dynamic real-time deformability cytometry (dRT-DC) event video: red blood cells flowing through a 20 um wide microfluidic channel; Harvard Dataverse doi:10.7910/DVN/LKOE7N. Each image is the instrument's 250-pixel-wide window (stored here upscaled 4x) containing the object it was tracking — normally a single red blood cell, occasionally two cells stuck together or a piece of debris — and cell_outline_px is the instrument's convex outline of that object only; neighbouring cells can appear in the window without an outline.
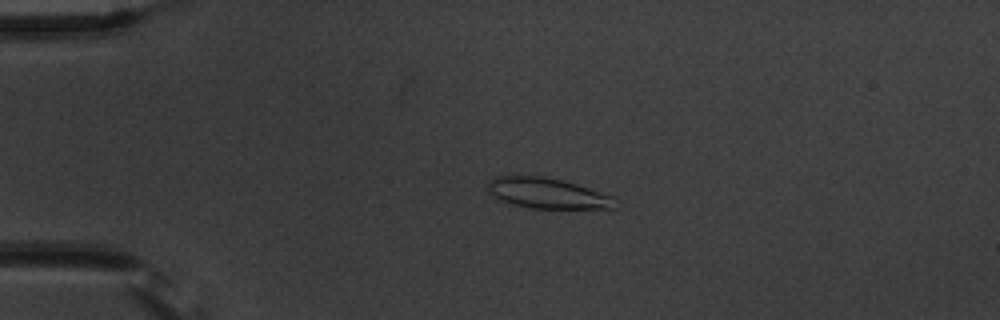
{"species": "common noctule bat (a hibernating species)", "species_latin": "Nyctalus noctula", "temperature_condition": "warm", "stored_images_in_passage": 55, "camera_frame_rate_fps": 3000, "um_per_image_px": 0.085, "animal": {"sex": "male", "body_mass_g": 20.1, "forearm_length_mm": 53.5}, "frame": {"image": 1, "passage_image": 13, "time_ms": 4.0, "image_size_px": [1000, 320], "cell_outline_px": [[616, 208], [528, 208], [508, 204], [496, 200], [488, 192], [488, 180], [496, 176], [544, 176], [564, 180], [612, 196]], "centroid_in_image_um": [46.42, 16.43], "position_along_channel_um": 38.6, "area_um2": 22.77}}
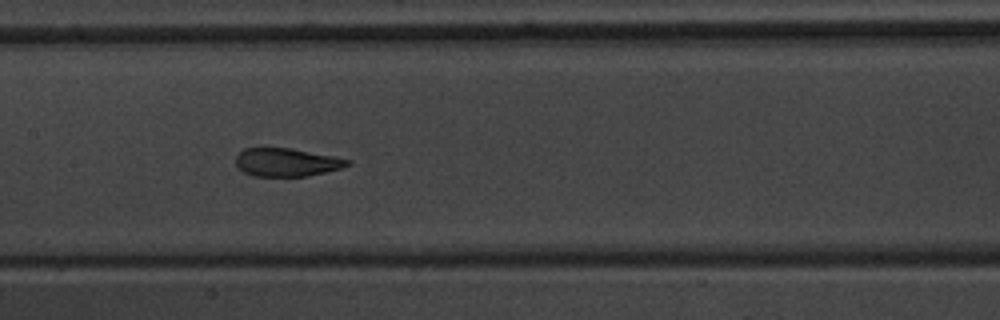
{"frame": {"image": 2, "passage_image": 28, "time_ms": 9.0, "image_size_px": [1000, 320], "cell_outline_px": [[352, 164], [340, 168], [308, 176], [252, 176], [244, 172], [236, 164], [236, 156], [244, 148], [292, 148], [352, 160]], "centroid_in_image_um": [24.37, 13.79], "position_along_channel_um": 183.0, "area_um2": 18.26}}
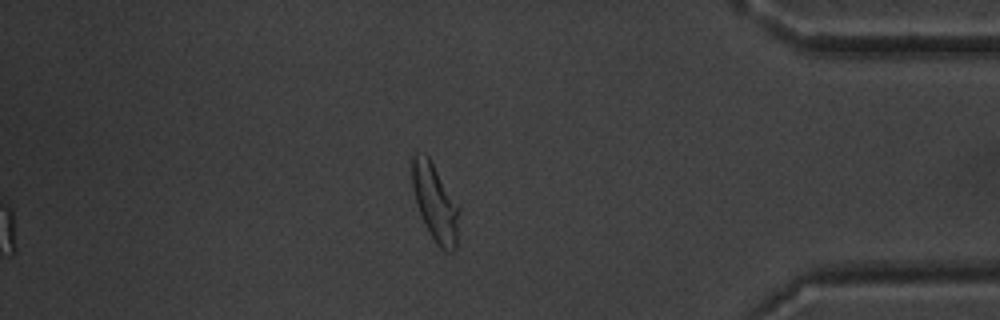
{"frame": {"image": 3, "passage_image": 48, "time_ms": 15.667, "image_size_px": [1000, 320], "cell_outline_px": [[460, 208], [456, 248], [452, 252], [448, 252], [440, 248], [436, 244], [416, 204], [412, 188], [412, 152], [416, 152], [428, 156]], "centroid_in_image_um": [36.99, 17.22], "position_along_channel_um": 398.2, "area_um2": 20.87}, "authors_computed_cell_mechanics": {"area_um2": 20.6924, "velocity_mm_per_s": 3.6611, "shape_relaxation_time_tau1_ms": 4.2368, "shape_relaxation_time_tau2_ms": 0.7921, "deformation_change_tau1": 0.1715, "deformation_change_tau2": 0.0712}}